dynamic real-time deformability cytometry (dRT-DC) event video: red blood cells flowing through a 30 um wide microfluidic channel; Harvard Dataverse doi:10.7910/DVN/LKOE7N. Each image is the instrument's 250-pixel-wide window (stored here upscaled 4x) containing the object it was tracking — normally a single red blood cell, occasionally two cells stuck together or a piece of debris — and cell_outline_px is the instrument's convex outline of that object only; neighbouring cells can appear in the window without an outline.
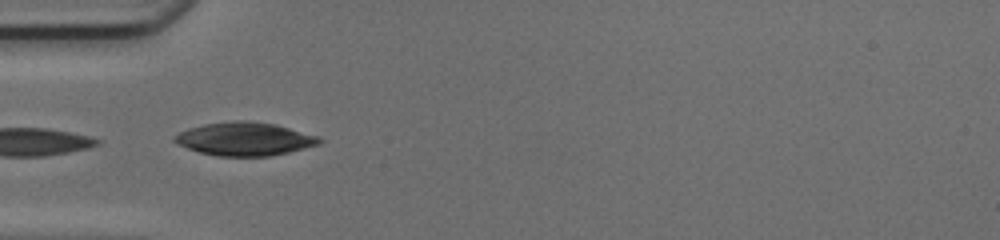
{"species": "common noctule bat (a hibernating species)", "species_latin": "Nyctalus noctula", "temperature_condition": "cold", "stored_images_in_passage": 22, "camera_frame_rate_fps": 3000, "um_per_image_px": 0.085, "animal": {"sex": "female", "body_mass_g": 17.0, "forearm_length_mm": 48.0}, "frame": {"image": 1, "passage_image": 1, "time_ms": 0.0, "image_size_px": [1000, 240], "cell_outline_px": [[324, 140], [320, 144], [272, 156], [216, 156], [200, 152], [176, 144], [172, 140], [172, 136], [188, 128], [204, 124], [236, 120], [244, 120], [276, 124], [320, 136]], "centroid_in_image_um": [20.8, 11.81], "position_along_channel_um": 64.2, "area_um2": 28.32}}